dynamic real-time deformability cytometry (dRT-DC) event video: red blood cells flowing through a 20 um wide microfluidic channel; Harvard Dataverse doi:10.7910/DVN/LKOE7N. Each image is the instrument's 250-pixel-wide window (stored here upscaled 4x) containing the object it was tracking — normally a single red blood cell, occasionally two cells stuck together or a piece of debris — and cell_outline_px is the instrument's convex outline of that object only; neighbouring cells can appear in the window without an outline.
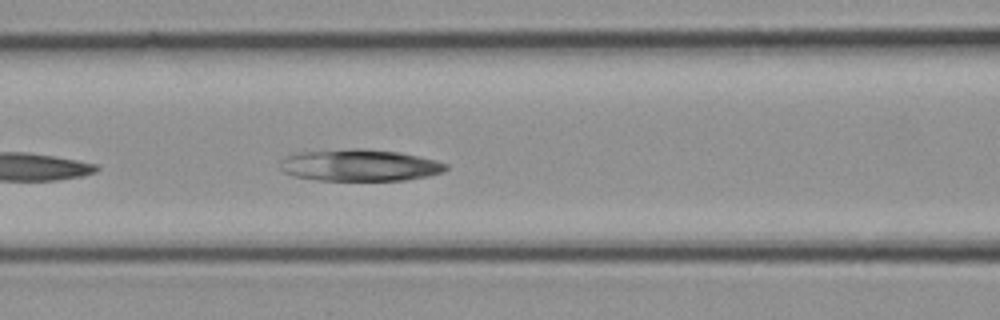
{"species": "common noctule bat (a hibernating species)", "species_latin": "Nyctalus noctula", "temperature_condition": "cold", "stored_images_in_passage": 11, "camera_frame_rate_fps": 3000, "um_per_image_px": 0.085, "animal": {"sex": "female", "body_mass_g": 21.9}, "frame": {"image": 1, "passage_image": 11, "time_ms": 3.333, "image_size_px": [1000, 320], "cell_outline_px": [[448, 168], [444, 172], [428, 176], [404, 180], [316, 180], [292, 176], [284, 172], [280, 168], [280, 160], [284, 156], [300, 152], [352, 148], [360, 148], [400, 152], [436, 160], [448, 164]], "centroid_in_image_um": [30.56, 14.04], "position_along_channel_um": 136.0, "area_um2": 30.92}}